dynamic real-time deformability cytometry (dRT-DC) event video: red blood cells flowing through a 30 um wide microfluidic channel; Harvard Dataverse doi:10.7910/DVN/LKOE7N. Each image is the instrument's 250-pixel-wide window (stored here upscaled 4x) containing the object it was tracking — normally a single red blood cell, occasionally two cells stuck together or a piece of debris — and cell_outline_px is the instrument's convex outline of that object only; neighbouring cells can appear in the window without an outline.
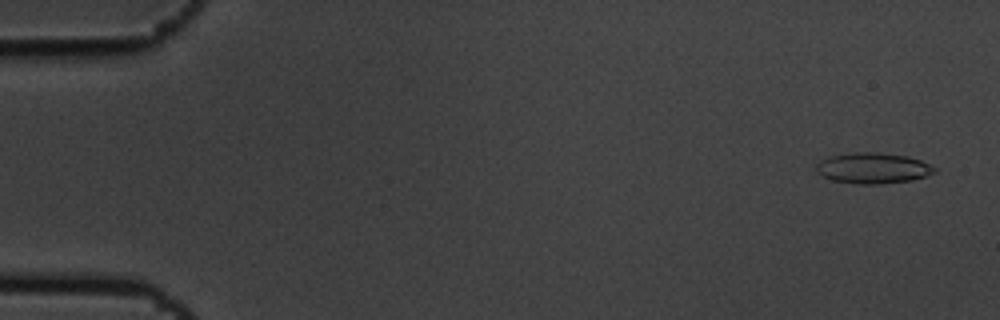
{"species": "common noctule bat (a hibernating species)", "species_latin": "Nyctalus noctula", "temperature_condition": "cold", "stored_images_in_passage": 5, "camera_frame_rate_fps": 3000, "um_per_image_px": 0.085, "animal": {"sex": "male", "body_mass_g": 19.5, "forearm_length_mm": 54.6}, "frame": {"image": 1, "passage_image": 1, "time_ms": 0.0, "image_size_px": [1000, 320], "cell_outline_px": [[936, 172], [912, 180], [880, 184], [856, 184], [832, 180], [816, 172], [816, 164], [820, 160], [828, 156], [856, 152], [876, 152], [908, 156], [920, 160], [936, 168]], "centroid_in_image_um": [74.17, 14.29], "position_along_channel_um": 10.8, "area_um2": 21.21}}